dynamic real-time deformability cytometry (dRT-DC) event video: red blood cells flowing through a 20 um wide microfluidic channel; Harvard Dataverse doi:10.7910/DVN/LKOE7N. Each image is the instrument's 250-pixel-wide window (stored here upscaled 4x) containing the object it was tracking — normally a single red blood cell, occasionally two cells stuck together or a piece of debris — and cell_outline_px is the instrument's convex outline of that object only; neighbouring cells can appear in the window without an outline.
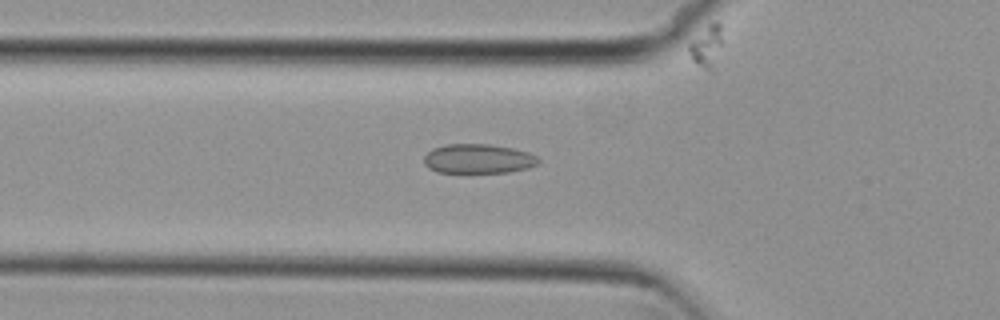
{"species": "common noctule bat (a hibernating species)", "species_latin": "Nyctalus noctula", "temperature_condition": "cold", "stored_images_in_passage": 37, "camera_frame_rate_fps": 3000, "um_per_image_px": 0.085, "animal": {"sex": "female", "body_mass_g": 29.2, "forearm_length_mm": 56.3}, "frame": {"image": 1, "passage_image": 2, "time_ms": 0.333, "image_size_px": [1000, 320], "cell_outline_px": [[540, 160], [536, 164], [528, 168], [508, 172], [464, 176], [436, 172], [428, 168], [424, 164], [424, 156], [432, 148], [448, 144], [488, 144], [512, 148], [528, 152], [536, 156]], "centroid_in_image_um": [40.58, 13.55], "position_along_channel_um": 85.2, "area_um2": 20.58}}
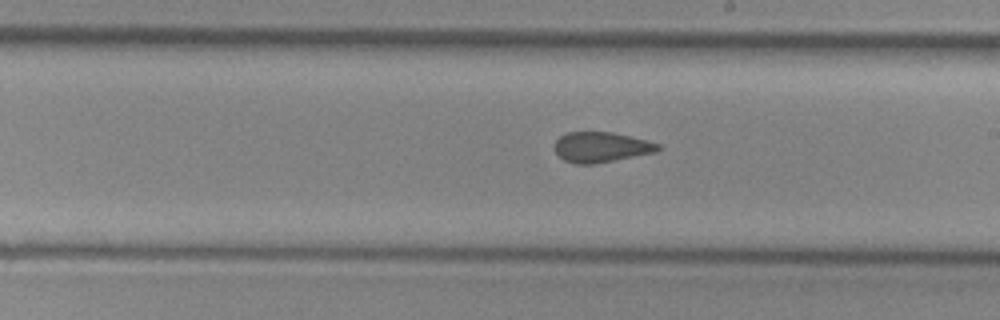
{"frame": {"image": 2, "passage_image": 14, "time_ms": 4.333, "image_size_px": [1000, 320], "cell_outline_px": [[660, 148], [656, 152], [592, 164], [576, 164], [564, 160], [552, 148], [552, 144], [560, 136], [568, 132], [612, 132], [660, 144]], "centroid_in_image_um": [51.03, 12.5], "position_along_channel_um": 238.0, "area_um2": 18.09}}
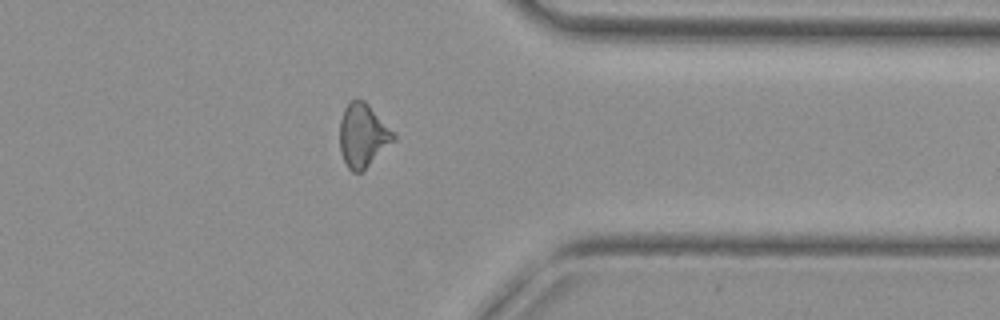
{"frame": {"image": 3, "passage_image": 26, "time_ms": 8.333, "image_size_px": [1000, 320], "cell_outline_px": [[396, 140], [360, 172], [352, 172], [348, 168], [340, 152], [340, 120], [344, 108], [352, 100], [364, 100], [396, 132]], "centroid_in_image_um": [30.87, 11.5], "position_along_channel_um": 380.5, "area_um2": 19.88}}